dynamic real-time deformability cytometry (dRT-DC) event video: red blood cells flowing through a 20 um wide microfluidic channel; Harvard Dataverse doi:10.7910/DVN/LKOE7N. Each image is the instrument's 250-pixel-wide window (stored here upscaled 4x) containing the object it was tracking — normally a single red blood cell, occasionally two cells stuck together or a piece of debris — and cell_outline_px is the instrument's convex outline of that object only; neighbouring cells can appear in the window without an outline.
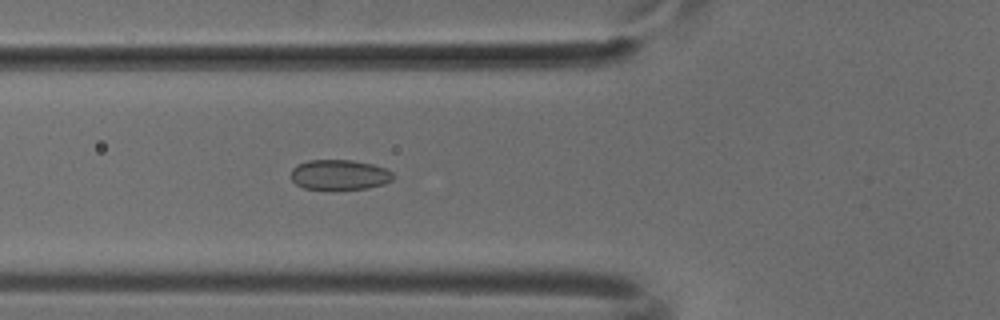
{"species": "common noctule bat (a hibernating species)", "species_latin": "Nyctalus noctula", "temperature_condition": "cold", "stored_images_in_passage": 37, "camera_frame_rate_fps": 3000, "um_per_image_px": 0.085, "animal": {"sex": "male", "body_mass_g": 18.8}, "frame": {"image": 1, "passage_image": 5, "time_ms": 1.333, "image_size_px": [1000, 320], "cell_outline_px": [[396, 176], [392, 180], [384, 184], [368, 188], [328, 192], [304, 188], [296, 184], [292, 180], [292, 168], [296, 164], [308, 160], [352, 160], [372, 164], [384, 168], [392, 172]], "centroid_in_image_um": [28.84, 14.89], "position_along_channel_um": 97.0, "area_um2": 18.67}}
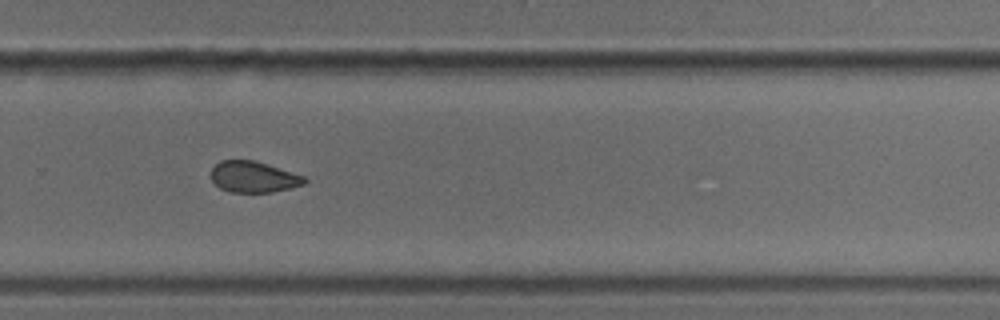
{"frame": {"image": 2, "passage_image": 21, "time_ms": 6.667, "image_size_px": [1000, 320], "cell_outline_px": [[308, 180], [304, 184], [292, 188], [272, 192], [228, 192], [220, 188], [212, 180], [212, 168], [220, 160], [256, 160], [304, 176]], "centroid_in_image_um": [21.56, 15.04], "position_along_channel_um": 308.2, "area_um2": 16.99}}
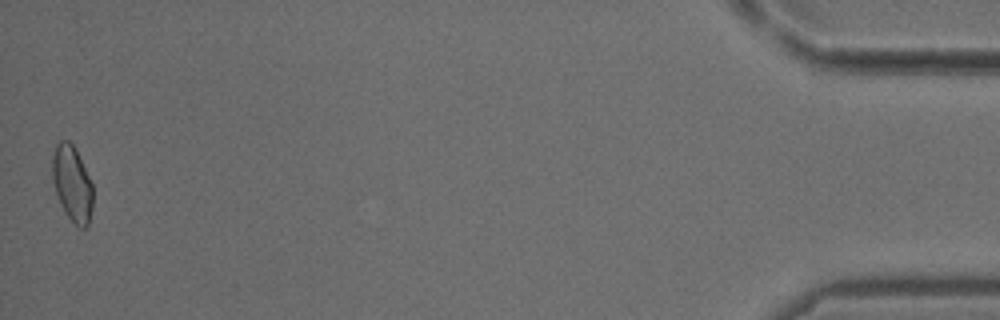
{"frame": {"image": 3, "passage_image": 37, "time_ms": 12.0, "image_size_px": [1000, 320], "cell_outline_px": [[92, 208], [88, 228], [80, 228], [68, 216], [60, 204], [52, 180], [52, 156], [56, 144], [60, 140], [68, 140], [76, 148], [92, 184]], "centroid_in_image_um": [6.13, 15.59], "position_along_channel_um": 429.1, "area_um2": 17.92}}